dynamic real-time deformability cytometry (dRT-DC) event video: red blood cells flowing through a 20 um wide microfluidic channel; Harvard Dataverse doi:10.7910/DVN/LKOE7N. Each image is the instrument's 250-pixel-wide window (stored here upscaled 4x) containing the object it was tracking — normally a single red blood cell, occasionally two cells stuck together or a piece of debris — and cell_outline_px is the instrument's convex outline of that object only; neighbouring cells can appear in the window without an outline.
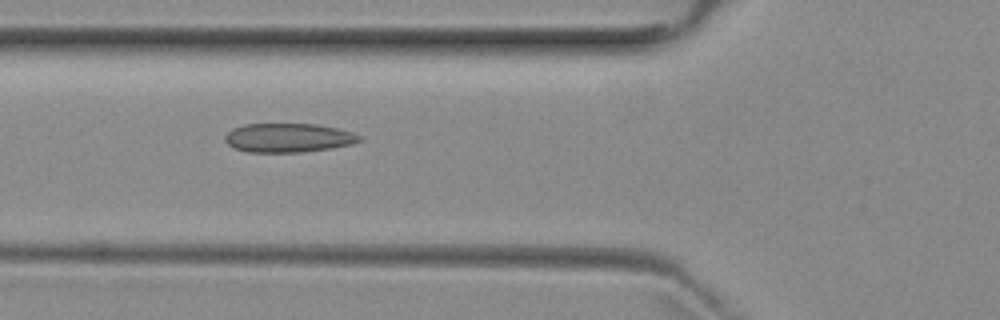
{"species": "common noctule bat (a hibernating species)", "species_latin": "Nyctalus noctula", "temperature_condition": "room temperature", "stored_images_in_passage": 6, "camera_frame_rate_fps": 3000, "um_per_image_px": 0.085, "animal": {"sex": "female", "body_mass_g": 29.2, "forearm_length_mm": 56.3}, "frame": {"image": 1, "passage_image": 3, "time_ms": 3.333, "image_size_px": [1000, 320], "cell_outline_px": [[360, 140], [352, 144], [328, 148], [300, 152], [248, 152], [232, 148], [224, 140], [224, 136], [232, 128], [244, 124], [316, 124], [336, 128], [352, 132], [360, 136]], "centroid_in_image_um": [24.44, 11.71], "position_along_channel_um": 101.4, "area_um2": 22.6}}
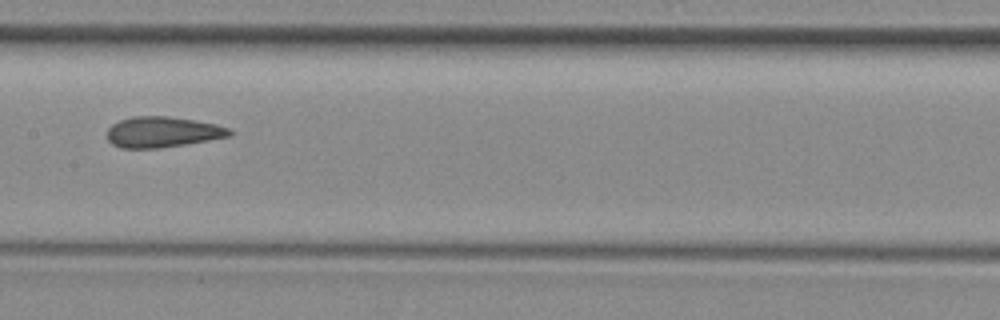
{"frame": {"image": 2, "passage_image": 5, "time_ms": 5.667, "image_size_px": [1000, 320], "cell_outline_px": [[232, 132], [228, 136], [208, 140], [160, 148], [120, 148], [112, 144], [108, 140], [108, 128], [112, 124], [120, 120], [132, 116], [168, 116], [196, 120], [216, 124], [228, 128]], "centroid_in_image_um": [13.78, 11.21], "position_along_channel_um": 193.6, "area_um2": 21.79}}
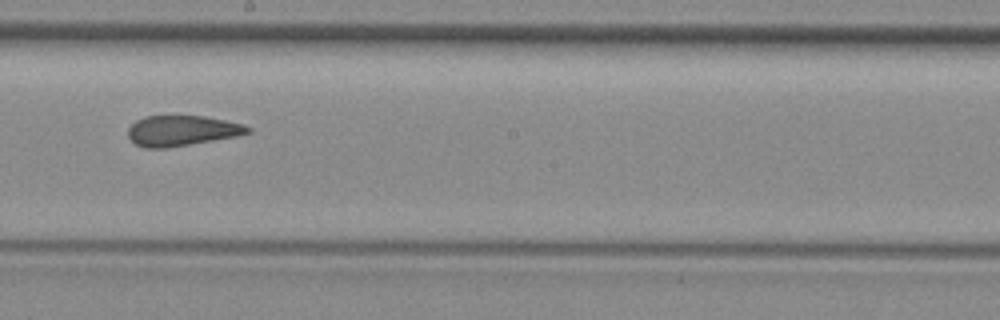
{"frame": {"image": 3, "passage_image": 6, "time_ms": 6.667, "image_size_px": [1000, 320], "cell_outline_px": [[252, 132], [236, 136], [164, 148], [144, 148], [136, 144], [128, 136], [128, 128], [136, 120], [144, 116], [204, 116], [224, 120], [240, 124], [252, 128]], "centroid_in_image_um": [15.43, 11.1], "position_along_channel_um": 232.8, "area_um2": 20.92}}